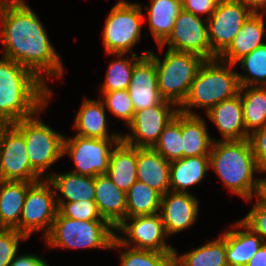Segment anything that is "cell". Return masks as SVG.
Wrapping results in <instances>:
<instances>
[{"mask_svg": "<svg viewBox=\"0 0 266 266\" xmlns=\"http://www.w3.org/2000/svg\"><path fill=\"white\" fill-rule=\"evenodd\" d=\"M32 115L12 124L24 137L31 166L40 174L63 154L64 136Z\"/></svg>", "mask_w": 266, "mask_h": 266, "instance_id": "obj_7", "label": "cell"}, {"mask_svg": "<svg viewBox=\"0 0 266 266\" xmlns=\"http://www.w3.org/2000/svg\"><path fill=\"white\" fill-rule=\"evenodd\" d=\"M121 140L86 138L78 135L73 139L64 137L63 154L69 153L75 162L77 169L71 172L95 177L107 173L112 151L109 147Z\"/></svg>", "mask_w": 266, "mask_h": 266, "instance_id": "obj_12", "label": "cell"}, {"mask_svg": "<svg viewBox=\"0 0 266 266\" xmlns=\"http://www.w3.org/2000/svg\"><path fill=\"white\" fill-rule=\"evenodd\" d=\"M220 0H186L182 3L185 11L191 12L192 14L199 16L200 14L208 13L206 19L216 10Z\"/></svg>", "mask_w": 266, "mask_h": 266, "instance_id": "obj_42", "label": "cell"}, {"mask_svg": "<svg viewBox=\"0 0 266 266\" xmlns=\"http://www.w3.org/2000/svg\"><path fill=\"white\" fill-rule=\"evenodd\" d=\"M40 176L30 164L23 135L5 125L0 132V180L36 183Z\"/></svg>", "mask_w": 266, "mask_h": 266, "instance_id": "obj_9", "label": "cell"}, {"mask_svg": "<svg viewBox=\"0 0 266 266\" xmlns=\"http://www.w3.org/2000/svg\"><path fill=\"white\" fill-rule=\"evenodd\" d=\"M235 226L245 228L246 231L232 230L221 235L226 241L227 264L228 266H246L265 242L242 221L237 222Z\"/></svg>", "mask_w": 266, "mask_h": 266, "instance_id": "obj_24", "label": "cell"}, {"mask_svg": "<svg viewBox=\"0 0 266 266\" xmlns=\"http://www.w3.org/2000/svg\"><path fill=\"white\" fill-rule=\"evenodd\" d=\"M128 92L135 111L155 106L164 100L158 90L155 61L149 54L135 64Z\"/></svg>", "mask_w": 266, "mask_h": 266, "instance_id": "obj_16", "label": "cell"}, {"mask_svg": "<svg viewBox=\"0 0 266 266\" xmlns=\"http://www.w3.org/2000/svg\"><path fill=\"white\" fill-rule=\"evenodd\" d=\"M46 177L52 187L65 196L68 200L67 202L94 201L95 177L73 172L56 175L49 174Z\"/></svg>", "mask_w": 266, "mask_h": 266, "instance_id": "obj_29", "label": "cell"}, {"mask_svg": "<svg viewBox=\"0 0 266 266\" xmlns=\"http://www.w3.org/2000/svg\"><path fill=\"white\" fill-rule=\"evenodd\" d=\"M246 266H266V243L261 246Z\"/></svg>", "mask_w": 266, "mask_h": 266, "instance_id": "obj_44", "label": "cell"}, {"mask_svg": "<svg viewBox=\"0 0 266 266\" xmlns=\"http://www.w3.org/2000/svg\"><path fill=\"white\" fill-rule=\"evenodd\" d=\"M173 266H228L226 254V241L220 238L208 242L182 256L173 255Z\"/></svg>", "mask_w": 266, "mask_h": 266, "instance_id": "obj_30", "label": "cell"}, {"mask_svg": "<svg viewBox=\"0 0 266 266\" xmlns=\"http://www.w3.org/2000/svg\"><path fill=\"white\" fill-rule=\"evenodd\" d=\"M252 152L259 172L266 171V126L249 134Z\"/></svg>", "mask_w": 266, "mask_h": 266, "instance_id": "obj_41", "label": "cell"}, {"mask_svg": "<svg viewBox=\"0 0 266 266\" xmlns=\"http://www.w3.org/2000/svg\"><path fill=\"white\" fill-rule=\"evenodd\" d=\"M51 90L30 69L11 59H0V122L14 124L46 106Z\"/></svg>", "mask_w": 266, "mask_h": 266, "instance_id": "obj_2", "label": "cell"}, {"mask_svg": "<svg viewBox=\"0 0 266 266\" xmlns=\"http://www.w3.org/2000/svg\"><path fill=\"white\" fill-rule=\"evenodd\" d=\"M10 266H49L46 261L35 255H23L14 258Z\"/></svg>", "mask_w": 266, "mask_h": 266, "instance_id": "obj_43", "label": "cell"}, {"mask_svg": "<svg viewBox=\"0 0 266 266\" xmlns=\"http://www.w3.org/2000/svg\"><path fill=\"white\" fill-rule=\"evenodd\" d=\"M27 181L0 180V228L16 229L20 233V216L28 189Z\"/></svg>", "mask_w": 266, "mask_h": 266, "instance_id": "obj_22", "label": "cell"}, {"mask_svg": "<svg viewBox=\"0 0 266 266\" xmlns=\"http://www.w3.org/2000/svg\"><path fill=\"white\" fill-rule=\"evenodd\" d=\"M94 201L102 218L114 229L127 218L126 192L119 189L106 174L95 176Z\"/></svg>", "mask_w": 266, "mask_h": 266, "instance_id": "obj_18", "label": "cell"}, {"mask_svg": "<svg viewBox=\"0 0 266 266\" xmlns=\"http://www.w3.org/2000/svg\"><path fill=\"white\" fill-rule=\"evenodd\" d=\"M150 51L144 52L143 55L137 57L134 53L131 59H117L113 61L107 70L105 76V83L102 86L101 92H110L128 89L131 81V75L135 64L145 55H148ZM134 59L136 62H134ZM133 62V63H132Z\"/></svg>", "mask_w": 266, "mask_h": 266, "instance_id": "obj_35", "label": "cell"}, {"mask_svg": "<svg viewBox=\"0 0 266 266\" xmlns=\"http://www.w3.org/2000/svg\"><path fill=\"white\" fill-rule=\"evenodd\" d=\"M142 8L137 3L118 2L106 18L103 41L108 54L123 56L141 37Z\"/></svg>", "mask_w": 266, "mask_h": 266, "instance_id": "obj_8", "label": "cell"}, {"mask_svg": "<svg viewBox=\"0 0 266 266\" xmlns=\"http://www.w3.org/2000/svg\"><path fill=\"white\" fill-rule=\"evenodd\" d=\"M129 219L132 222L127 224ZM115 230H120L122 233L129 237H119L115 235L111 248L120 246H129L130 243H134V249L139 250H151L156 252H174L175 248L167 246L165 236H167L165 228L161 222V218L158 213L152 215L136 216L125 218L121 224H119Z\"/></svg>", "mask_w": 266, "mask_h": 266, "instance_id": "obj_14", "label": "cell"}, {"mask_svg": "<svg viewBox=\"0 0 266 266\" xmlns=\"http://www.w3.org/2000/svg\"><path fill=\"white\" fill-rule=\"evenodd\" d=\"M106 106L115 116L125 120L127 125L134 117V107L128 89L102 92Z\"/></svg>", "mask_w": 266, "mask_h": 266, "instance_id": "obj_38", "label": "cell"}, {"mask_svg": "<svg viewBox=\"0 0 266 266\" xmlns=\"http://www.w3.org/2000/svg\"><path fill=\"white\" fill-rule=\"evenodd\" d=\"M104 108L102 100H84L75 118L74 128L78 130V136L97 139H122V135L114 133L109 137Z\"/></svg>", "mask_w": 266, "mask_h": 266, "instance_id": "obj_25", "label": "cell"}, {"mask_svg": "<svg viewBox=\"0 0 266 266\" xmlns=\"http://www.w3.org/2000/svg\"><path fill=\"white\" fill-rule=\"evenodd\" d=\"M0 35L4 57L30 69L44 82L42 72L62 76L61 60L37 15L23 0H0Z\"/></svg>", "mask_w": 266, "mask_h": 266, "instance_id": "obj_1", "label": "cell"}, {"mask_svg": "<svg viewBox=\"0 0 266 266\" xmlns=\"http://www.w3.org/2000/svg\"><path fill=\"white\" fill-rule=\"evenodd\" d=\"M210 168L209 156L183 157L170 162V187L173 192L187 191L186 188L199 183Z\"/></svg>", "mask_w": 266, "mask_h": 266, "instance_id": "obj_27", "label": "cell"}, {"mask_svg": "<svg viewBox=\"0 0 266 266\" xmlns=\"http://www.w3.org/2000/svg\"><path fill=\"white\" fill-rule=\"evenodd\" d=\"M241 221L266 243V204L257 198L255 206Z\"/></svg>", "mask_w": 266, "mask_h": 266, "instance_id": "obj_40", "label": "cell"}, {"mask_svg": "<svg viewBox=\"0 0 266 266\" xmlns=\"http://www.w3.org/2000/svg\"><path fill=\"white\" fill-rule=\"evenodd\" d=\"M165 43L169 50L192 52L204 59H212L207 19L203 21L200 16L184 9L178 13L170 35L159 47L162 48Z\"/></svg>", "mask_w": 266, "mask_h": 266, "instance_id": "obj_13", "label": "cell"}, {"mask_svg": "<svg viewBox=\"0 0 266 266\" xmlns=\"http://www.w3.org/2000/svg\"><path fill=\"white\" fill-rule=\"evenodd\" d=\"M161 194L137 180L126 192L127 218L159 213Z\"/></svg>", "mask_w": 266, "mask_h": 266, "instance_id": "obj_32", "label": "cell"}, {"mask_svg": "<svg viewBox=\"0 0 266 266\" xmlns=\"http://www.w3.org/2000/svg\"><path fill=\"white\" fill-rule=\"evenodd\" d=\"M253 12L239 0H220L207 19L212 59L218 58L232 43Z\"/></svg>", "mask_w": 266, "mask_h": 266, "instance_id": "obj_10", "label": "cell"}, {"mask_svg": "<svg viewBox=\"0 0 266 266\" xmlns=\"http://www.w3.org/2000/svg\"><path fill=\"white\" fill-rule=\"evenodd\" d=\"M198 204V200L188 192L171 191L162 195L159 216L166 234H174L190 227L197 219Z\"/></svg>", "mask_w": 266, "mask_h": 266, "instance_id": "obj_17", "label": "cell"}, {"mask_svg": "<svg viewBox=\"0 0 266 266\" xmlns=\"http://www.w3.org/2000/svg\"><path fill=\"white\" fill-rule=\"evenodd\" d=\"M181 133L184 158L209 156L214 141L210 138L206 124L199 115L181 112Z\"/></svg>", "mask_w": 266, "mask_h": 266, "instance_id": "obj_26", "label": "cell"}, {"mask_svg": "<svg viewBox=\"0 0 266 266\" xmlns=\"http://www.w3.org/2000/svg\"><path fill=\"white\" fill-rule=\"evenodd\" d=\"M215 59H205L193 80L187 98L179 108L180 112L194 115L191 107H205L207 112L218 103L238 95L240 85L238 74L231 70L234 64L219 65ZM229 65L227 67L226 65Z\"/></svg>", "mask_w": 266, "mask_h": 266, "instance_id": "obj_4", "label": "cell"}, {"mask_svg": "<svg viewBox=\"0 0 266 266\" xmlns=\"http://www.w3.org/2000/svg\"><path fill=\"white\" fill-rule=\"evenodd\" d=\"M245 71H248L252 77H246L238 74L240 87L243 89L249 86H266V44L257 47L251 53L243 56L237 61Z\"/></svg>", "mask_w": 266, "mask_h": 266, "instance_id": "obj_34", "label": "cell"}, {"mask_svg": "<svg viewBox=\"0 0 266 266\" xmlns=\"http://www.w3.org/2000/svg\"><path fill=\"white\" fill-rule=\"evenodd\" d=\"M137 180L165 195L170 192V162L153 148L137 147Z\"/></svg>", "mask_w": 266, "mask_h": 266, "instance_id": "obj_20", "label": "cell"}, {"mask_svg": "<svg viewBox=\"0 0 266 266\" xmlns=\"http://www.w3.org/2000/svg\"><path fill=\"white\" fill-rule=\"evenodd\" d=\"M112 149L106 175L122 191L127 192L137 181V147L120 141Z\"/></svg>", "mask_w": 266, "mask_h": 266, "instance_id": "obj_23", "label": "cell"}, {"mask_svg": "<svg viewBox=\"0 0 266 266\" xmlns=\"http://www.w3.org/2000/svg\"><path fill=\"white\" fill-rule=\"evenodd\" d=\"M5 125H6L5 123L0 122V132H1V130L3 129V127H4Z\"/></svg>", "mask_w": 266, "mask_h": 266, "instance_id": "obj_47", "label": "cell"}, {"mask_svg": "<svg viewBox=\"0 0 266 266\" xmlns=\"http://www.w3.org/2000/svg\"><path fill=\"white\" fill-rule=\"evenodd\" d=\"M127 249L120 255L121 266H173L174 252Z\"/></svg>", "mask_w": 266, "mask_h": 266, "instance_id": "obj_36", "label": "cell"}, {"mask_svg": "<svg viewBox=\"0 0 266 266\" xmlns=\"http://www.w3.org/2000/svg\"><path fill=\"white\" fill-rule=\"evenodd\" d=\"M149 55L155 61L158 90L161 97L174 103L175 106H181L205 59L192 52H177L169 49H167L162 62L152 51Z\"/></svg>", "mask_w": 266, "mask_h": 266, "instance_id": "obj_5", "label": "cell"}, {"mask_svg": "<svg viewBox=\"0 0 266 266\" xmlns=\"http://www.w3.org/2000/svg\"><path fill=\"white\" fill-rule=\"evenodd\" d=\"M264 31L263 15L261 13H252L229 47L218 58H221L222 62L236 65L237 61L243 56L266 44L262 42L265 36Z\"/></svg>", "mask_w": 266, "mask_h": 266, "instance_id": "obj_21", "label": "cell"}, {"mask_svg": "<svg viewBox=\"0 0 266 266\" xmlns=\"http://www.w3.org/2000/svg\"><path fill=\"white\" fill-rule=\"evenodd\" d=\"M151 6L145 10L148 11L149 26L153 36L161 45L170 35L175 19L178 13L183 9L179 0H150Z\"/></svg>", "mask_w": 266, "mask_h": 266, "instance_id": "obj_28", "label": "cell"}, {"mask_svg": "<svg viewBox=\"0 0 266 266\" xmlns=\"http://www.w3.org/2000/svg\"><path fill=\"white\" fill-rule=\"evenodd\" d=\"M258 198L266 204V179H262Z\"/></svg>", "mask_w": 266, "mask_h": 266, "instance_id": "obj_46", "label": "cell"}, {"mask_svg": "<svg viewBox=\"0 0 266 266\" xmlns=\"http://www.w3.org/2000/svg\"><path fill=\"white\" fill-rule=\"evenodd\" d=\"M51 186L46 179L34 183L27 191L20 216V233L27 238L32 232L44 228L46 237L53 226L58 207L53 197L57 193L51 191Z\"/></svg>", "mask_w": 266, "mask_h": 266, "instance_id": "obj_11", "label": "cell"}, {"mask_svg": "<svg viewBox=\"0 0 266 266\" xmlns=\"http://www.w3.org/2000/svg\"><path fill=\"white\" fill-rule=\"evenodd\" d=\"M209 161L210 167L231 191L246 201L253 197V193L258 197L262 179L253 178V172L258 169L249 139L214 141Z\"/></svg>", "mask_w": 266, "mask_h": 266, "instance_id": "obj_3", "label": "cell"}, {"mask_svg": "<svg viewBox=\"0 0 266 266\" xmlns=\"http://www.w3.org/2000/svg\"><path fill=\"white\" fill-rule=\"evenodd\" d=\"M170 105L175 104L163 100L155 106L135 111L128 124L133 134L122 136V141L134 147L153 148L164 128L179 112V108L171 110Z\"/></svg>", "mask_w": 266, "mask_h": 266, "instance_id": "obj_15", "label": "cell"}, {"mask_svg": "<svg viewBox=\"0 0 266 266\" xmlns=\"http://www.w3.org/2000/svg\"><path fill=\"white\" fill-rule=\"evenodd\" d=\"M113 229L107 221L73 220L57 212L45 239L50 247L109 249L116 235Z\"/></svg>", "mask_w": 266, "mask_h": 266, "instance_id": "obj_6", "label": "cell"}, {"mask_svg": "<svg viewBox=\"0 0 266 266\" xmlns=\"http://www.w3.org/2000/svg\"><path fill=\"white\" fill-rule=\"evenodd\" d=\"M244 3L253 13H259L258 9L266 8V0H239Z\"/></svg>", "mask_w": 266, "mask_h": 266, "instance_id": "obj_45", "label": "cell"}, {"mask_svg": "<svg viewBox=\"0 0 266 266\" xmlns=\"http://www.w3.org/2000/svg\"><path fill=\"white\" fill-rule=\"evenodd\" d=\"M181 133V112L179 111L164 128L153 147L163 158L172 162L183 158Z\"/></svg>", "mask_w": 266, "mask_h": 266, "instance_id": "obj_33", "label": "cell"}, {"mask_svg": "<svg viewBox=\"0 0 266 266\" xmlns=\"http://www.w3.org/2000/svg\"><path fill=\"white\" fill-rule=\"evenodd\" d=\"M208 118L220 131L223 141L245 140L249 134L243 121V106L240 95L224 100L207 112Z\"/></svg>", "mask_w": 266, "mask_h": 266, "instance_id": "obj_19", "label": "cell"}, {"mask_svg": "<svg viewBox=\"0 0 266 266\" xmlns=\"http://www.w3.org/2000/svg\"><path fill=\"white\" fill-rule=\"evenodd\" d=\"M58 212L67 218L82 221H106L100 215L95 201L65 202L58 199Z\"/></svg>", "mask_w": 266, "mask_h": 266, "instance_id": "obj_37", "label": "cell"}, {"mask_svg": "<svg viewBox=\"0 0 266 266\" xmlns=\"http://www.w3.org/2000/svg\"><path fill=\"white\" fill-rule=\"evenodd\" d=\"M20 239H28L16 229L0 228V266H10L18 252Z\"/></svg>", "mask_w": 266, "mask_h": 266, "instance_id": "obj_39", "label": "cell"}, {"mask_svg": "<svg viewBox=\"0 0 266 266\" xmlns=\"http://www.w3.org/2000/svg\"><path fill=\"white\" fill-rule=\"evenodd\" d=\"M243 88L240 87L239 95L243 106V121L248 134L266 126V86H253L241 96ZM252 128V129H251Z\"/></svg>", "mask_w": 266, "mask_h": 266, "instance_id": "obj_31", "label": "cell"}]
</instances>
